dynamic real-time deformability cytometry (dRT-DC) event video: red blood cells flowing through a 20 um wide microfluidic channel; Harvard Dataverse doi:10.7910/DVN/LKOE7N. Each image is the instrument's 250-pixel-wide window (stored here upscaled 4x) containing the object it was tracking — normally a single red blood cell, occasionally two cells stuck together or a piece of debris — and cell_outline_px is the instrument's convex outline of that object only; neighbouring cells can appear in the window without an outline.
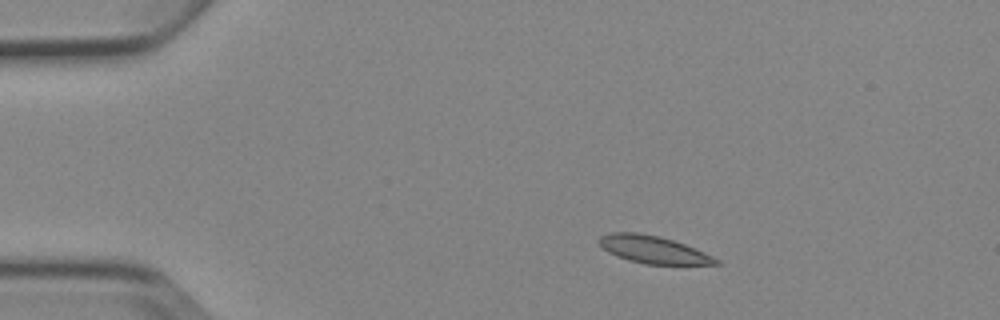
{"species": "Egyptian fruit bat (a non-hibernating species)", "species_latin": "Rousettus aegyptiacus", "temperature_condition": "cold", "stored_images_in_passage": 4, "camera_frame_rate_fps": 3000, "um_per_image_px": 0.085, "animal": {"sex": "female"}, "frame": {"image": 1, "passage_image": 2, "time_ms": 2.0, "image_size_px": [1000, 320], "cell_outline_px": [[720, 264], [644, 264], [628, 260], [616, 256], [608, 252], [596, 240], [600, 236], [612, 232], [640, 232], [660, 236], [684, 244], [704, 252], [720, 260]], "centroid_in_image_um": [55.49, 21.2], "position_along_channel_um": 29.5, "area_um2": 18.67}}